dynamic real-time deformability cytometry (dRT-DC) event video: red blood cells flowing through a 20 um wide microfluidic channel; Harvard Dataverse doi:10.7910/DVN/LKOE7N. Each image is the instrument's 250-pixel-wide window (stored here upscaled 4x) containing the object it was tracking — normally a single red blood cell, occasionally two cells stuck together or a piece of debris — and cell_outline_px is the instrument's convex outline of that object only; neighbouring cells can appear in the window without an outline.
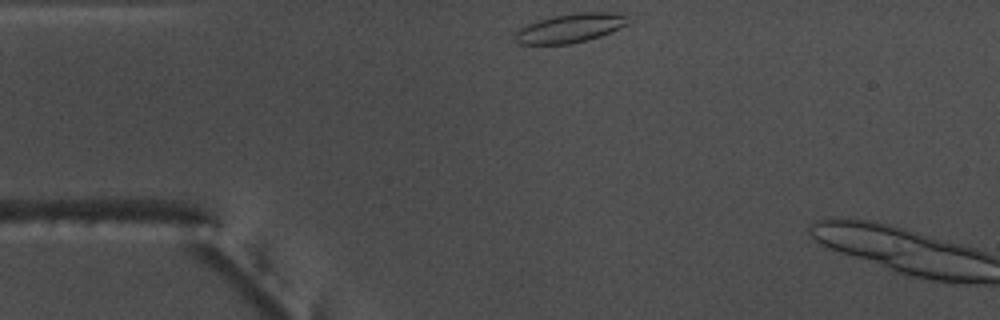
{"species": "common noctule bat (a hibernating species)", "species_latin": "Nyctalus noctula", "temperature_condition": "warm", "stored_images_in_passage": 3, "camera_frame_rate_fps": 3000, "um_per_image_px": 0.085, "animal": {"sex": "male", "body_mass_g": 17.5, "forearm_length_mm": 52.3}, "frame": {"image": 1, "passage_image": 1, "time_ms": 0.0, "image_size_px": [1000, 320], "cell_outline_px": [[628, 24], [620, 28], [600, 36], [588, 40], [568, 44], [516, 44], [512, 40], [516, 32], [520, 28], [528, 24], [540, 20], [556, 16], [580, 12], [628, 12]], "centroid_in_image_um": [48.5, 2.38], "position_along_channel_um": 36.5, "area_um2": 19.25}}